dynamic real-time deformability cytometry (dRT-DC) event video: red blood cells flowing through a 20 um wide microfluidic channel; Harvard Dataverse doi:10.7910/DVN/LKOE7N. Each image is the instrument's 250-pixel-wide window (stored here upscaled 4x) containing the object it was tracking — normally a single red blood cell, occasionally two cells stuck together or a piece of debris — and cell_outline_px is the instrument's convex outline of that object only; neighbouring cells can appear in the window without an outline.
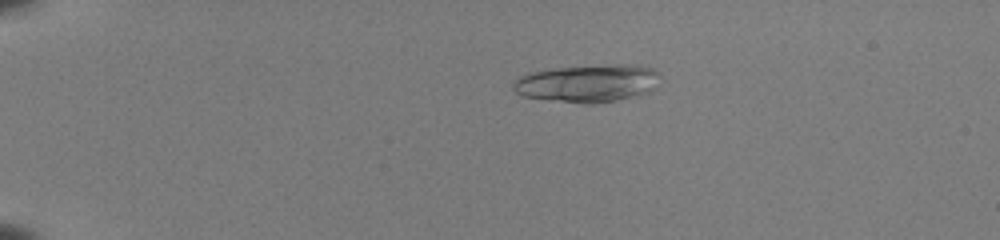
{"species": "common noctule bat (a hibernating species)", "species_latin": "Nyctalus noctula", "temperature_condition": "room temperature", "stored_images_in_passage": 49, "camera_frame_rate_fps": 3000, "um_per_image_px": 0.085, "animal": {"sex": "female", "body_mass_g": 22.0, "forearm_length_mm": 56.7}, "frame": {"image": 1, "passage_image": 9, "time_ms": 2.667, "image_size_px": [1000, 240], "cell_outline_px": [[660, 76], [656, 88], [652, 92], [616, 100], [592, 104], [584, 104], [524, 96], [516, 92], [512, 88], [512, 80], [528, 72], [556, 68], [616, 64], [636, 64], [652, 68], [660, 72]], "centroid_in_image_um": [50.0, 7.07], "position_along_channel_um": 35.0, "area_um2": 32.54}}